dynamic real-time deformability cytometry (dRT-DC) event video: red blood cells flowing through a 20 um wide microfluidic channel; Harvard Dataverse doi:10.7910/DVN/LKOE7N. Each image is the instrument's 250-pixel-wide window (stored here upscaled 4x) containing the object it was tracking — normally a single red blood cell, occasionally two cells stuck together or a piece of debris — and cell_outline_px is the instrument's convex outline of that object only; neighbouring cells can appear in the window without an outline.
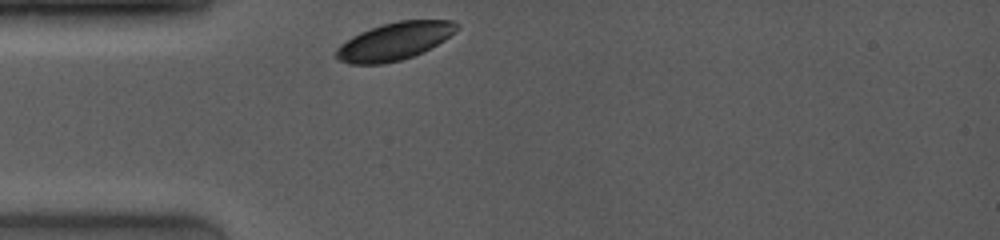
{"species": "common noctule bat (a hibernating species)", "species_latin": "Nyctalus noctula", "temperature_condition": "room temperature", "stored_images_in_passage": 19, "camera_frame_rate_fps": 4000, "um_per_image_px": 0.085, "animal": {"sex": "female", "body_mass_g": 19.0, "forearm_length_mm": 53.3}, "frame": {"image": 1, "passage_image": 1, "time_ms": 0.0, "image_size_px": [1000, 240], "cell_outline_px": [[460, 24], [456, 32], [444, 40], [412, 56], [400, 60], [384, 64], [352, 64], [336, 60], [332, 56], [336, 48], [340, 44], [352, 36], [360, 32], [384, 24], [400, 20], [452, 20]], "centroid_in_image_um": [33.48, 3.51], "position_along_channel_um": 51.5, "area_um2": 26.41}}
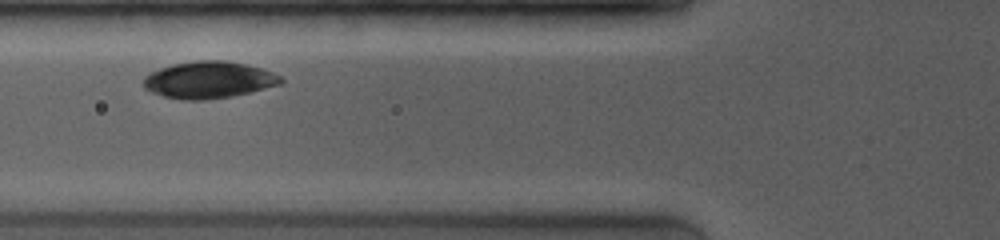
{"frame": {"image": 2, "passage_image": 8, "time_ms": 1.75, "image_size_px": [1000, 240], "cell_outline_px": [[284, 80], [280, 84], [232, 96], [204, 100], [184, 100], [164, 96], [152, 92], [144, 88], [140, 84], [144, 76], [148, 72], [172, 64], [196, 60], [224, 60], [244, 64], [260, 68], [272, 72], [280, 76]], "centroid_in_image_um": [17.67, 6.78], "position_along_channel_um": 108.1, "area_um2": 29.54}}